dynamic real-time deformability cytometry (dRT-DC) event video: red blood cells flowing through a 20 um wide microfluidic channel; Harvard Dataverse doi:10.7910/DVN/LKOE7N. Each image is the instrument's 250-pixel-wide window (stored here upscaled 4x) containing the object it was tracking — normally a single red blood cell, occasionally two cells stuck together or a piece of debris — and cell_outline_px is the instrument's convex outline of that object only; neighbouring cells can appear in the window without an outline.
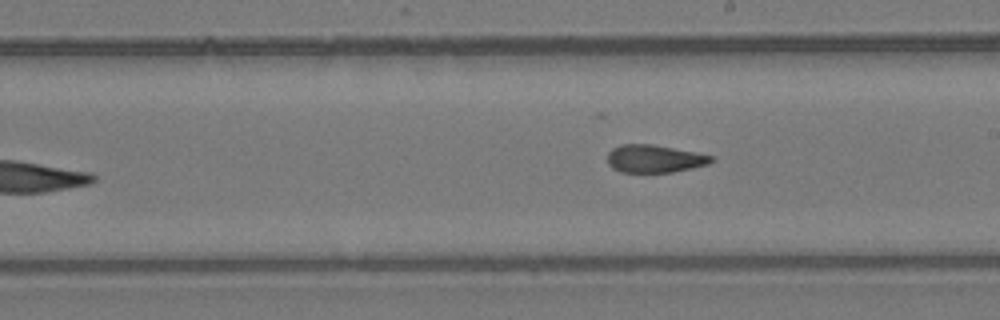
{"species": "common noctule bat (a hibernating species)", "species_latin": "Nyctalus noctula", "temperature_condition": "room temperature", "stored_images_in_passage": 7, "camera_frame_rate_fps": 3000, "um_per_image_px": 0.085, "animal": {"sex": "female", "body_mass_g": 24.6, "forearm_length_mm": 56.2}, "frame": {"image": 1, "passage_image": 7, "time_ms": 7.0, "image_size_px": [1000, 320], "cell_outline_px": [[716, 160], [708, 164], [672, 172], [620, 172], [612, 168], [608, 164], [608, 152], [612, 148], [620, 144], [652, 144], [696, 152], [712, 156]], "centroid_in_image_um": [55.61, 13.48], "position_along_channel_um": 233.4, "area_um2": 16.82}}